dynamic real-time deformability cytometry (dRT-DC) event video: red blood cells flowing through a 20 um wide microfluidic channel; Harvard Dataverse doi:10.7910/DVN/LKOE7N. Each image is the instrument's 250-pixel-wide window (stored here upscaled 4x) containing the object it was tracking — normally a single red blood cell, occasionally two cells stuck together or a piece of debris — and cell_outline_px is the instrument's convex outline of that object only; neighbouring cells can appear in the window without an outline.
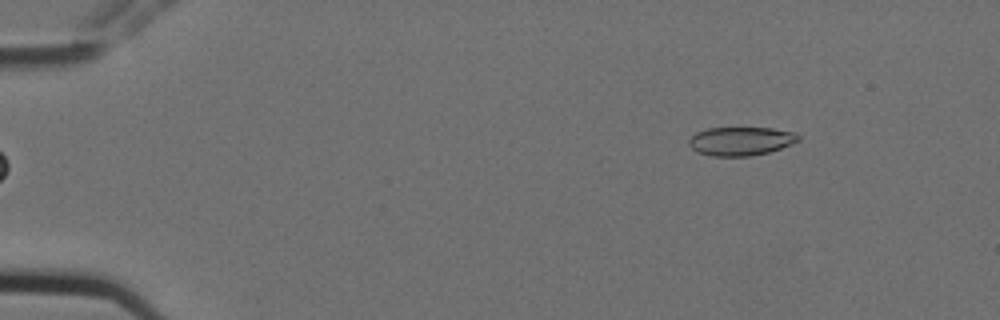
{"species": "Egyptian fruit bat (a non-hibernating species)", "species_latin": "Rousettus aegyptiacus", "temperature_condition": "cold", "stored_images_in_passage": 5, "camera_frame_rate_fps": 3000, "um_per_image_px": 0.085, "animal": {"sex": "female"}, "frame": {"image": 1, "passage_image": 1, "time_ms": 0.0, "image_size_px": [1000, 320], "cell_outline_px": [[800, 140], [792, 144], [768, 152], [748, 156], [712, 156], [700, 152], [692, 148], [688, 144], [688, 140], [696, 132], [708, 128], [772, 128], [796, 132], [800, 136]], "centroid_in_image_um": [62.99, 11.98], "position_along_channel_um": 22.0, "area_um2": 18.21}}
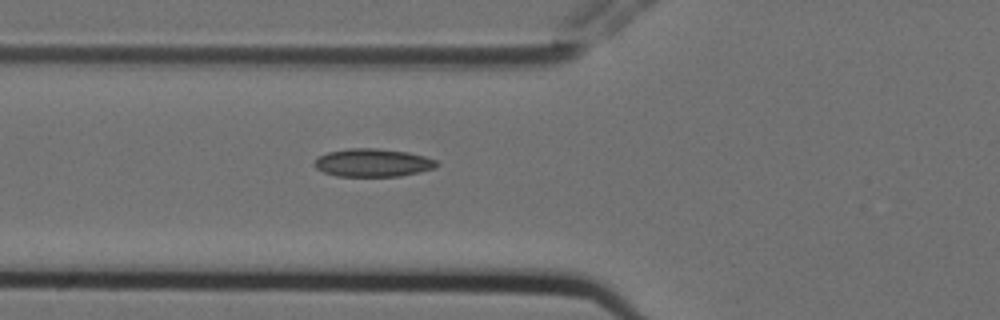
{"frame": {"image": 2, "passage_image": 5, "time_ms": 1.333, "image_size_px": [1000, 320], "cell_outline_px": [[440, 164], [436, 168], [420, 172], [400, 176], [336, 176], [324, 172], [316, 168], [312, 164], [316, 156], [328, 152], [348, 148], [376, 148], [408, 152], [424, 156], [436, 160]], "centroid_in_image_um": [31.67, 13.83], "position_along_channel_um": 94.1, "area_um2": 20.23}}